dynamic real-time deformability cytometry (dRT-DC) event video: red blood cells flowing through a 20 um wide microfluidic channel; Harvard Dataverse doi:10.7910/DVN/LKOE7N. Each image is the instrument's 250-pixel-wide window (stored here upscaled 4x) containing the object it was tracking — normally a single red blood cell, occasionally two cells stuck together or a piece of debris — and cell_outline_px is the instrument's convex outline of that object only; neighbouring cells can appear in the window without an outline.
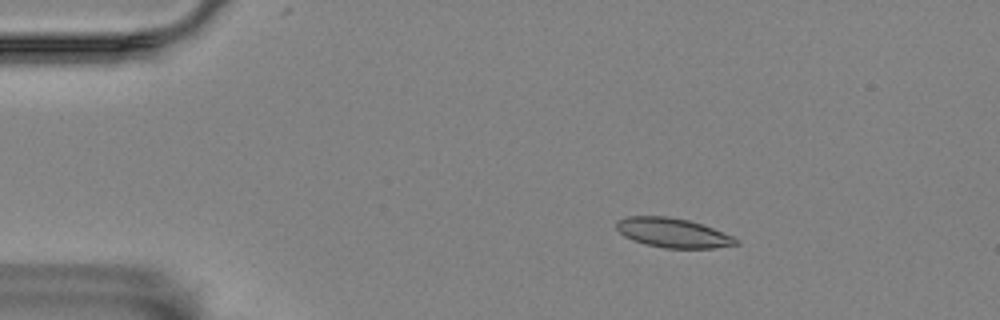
{"species": "Egyptian fruit bat (a non-hibernating species)", "species_latin": "Rousettus aegyptiacus", "temperature_condition": "room temperature", "stored_images_in_passage": 57, "camera_frame_rate_fps": 3000, "um_per_image_px": 0.085, "animal": {"sex": "female"}, "frame": {"image": 1, "passage_image": 10, "time_ms": 3.0, "image_size_px": [1000, 320], "cell_outline_px": [[740, 244], [716, 248], [664, 248], [644, 244], [632, 240], [624, 236], [616, 228], [616, 220], [628, 216], [668, 216], [688, 220], [712, 228], [732, 236], [740, 240]], "centroid_in_image_um": [57.18, 19.79], "position_along_channel_um": 27.8, "area_um2": 20.58}}
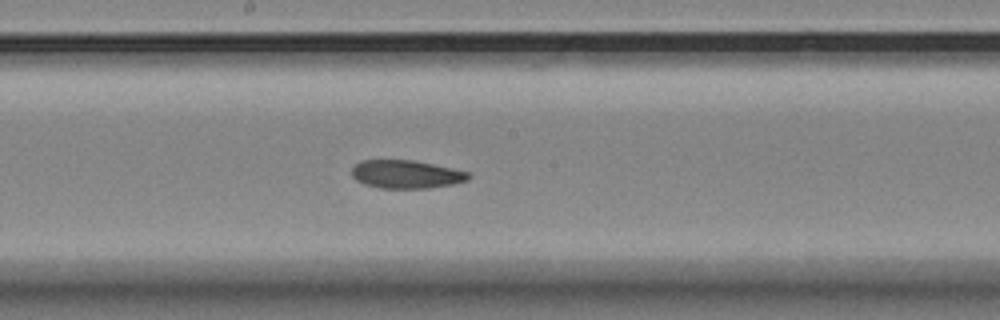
{"frame": {"image": 2, "passage_image": 31, "time_ms": 10.0, "image_size_px": [1000, 320], "cell_outline_px": [[472, 176], [468, 180], [452, 184], [428, 188], [380, 188], [364, 184], [356, 180], [352, 176], [352, 168], [360, 160], [412, 160], [452, 168], [468, 172]], "centroid_in_image_um": [34.51, 14.81], "position_along_channel_um": 213.7, "area_um2": 19.13}}
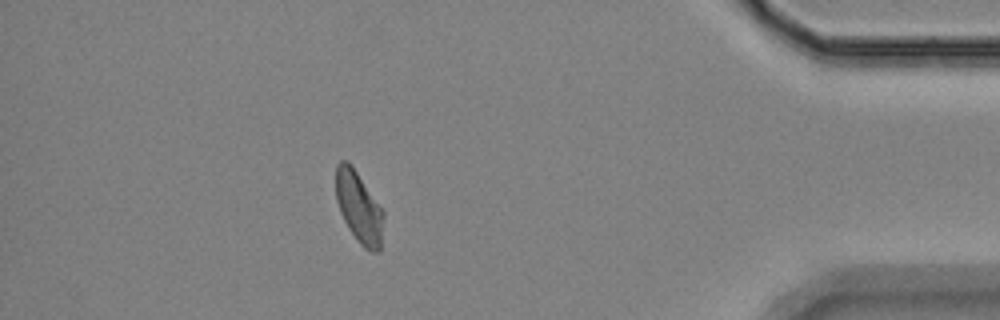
{"frame": {"image": 3, "passage_image": 51, "time_ms": 16.667, "image_size_px": [1000, 320], "cell_outline_px": [[384, 216], [380, 252], [372, 252], [364, 248], [360, 244], [348, 228], [340, 212], [336, 200], [336, 164], [340, 160], [344, 160], [352, 164], [384, 212]], "centroid_in_image_um": [30.5, 17.62], "position_along_channel_um": 404.7, "area_um2": 19.88}, "authors_computed_cell_mechanics": {"area_um2": 20.0566, "velocity_mm_per_s": 3.5078, "shape_relaxation_time_tau1_ms": null, "shape_relaxation_time_tau2_ms": 5.5628, "deformation_change_tau1": null, "deformation_change_tau2": 0.1132}}